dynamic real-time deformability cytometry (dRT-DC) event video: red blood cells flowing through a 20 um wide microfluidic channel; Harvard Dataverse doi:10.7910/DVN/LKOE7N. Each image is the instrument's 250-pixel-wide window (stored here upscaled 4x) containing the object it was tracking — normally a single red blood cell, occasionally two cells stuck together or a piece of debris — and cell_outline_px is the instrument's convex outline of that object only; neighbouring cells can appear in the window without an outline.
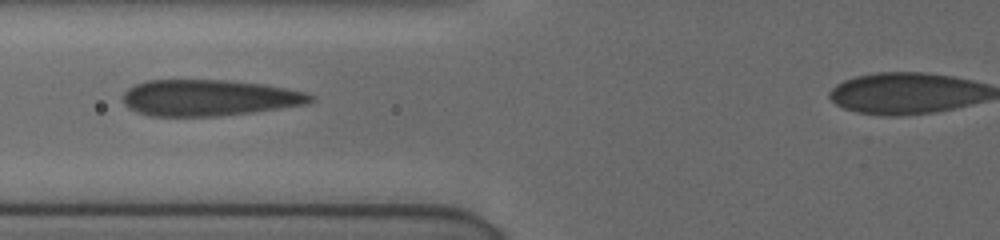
{"species": "human", "species_latin": "Homo sapiens", "temperature_condition": "cold", "stored_images_in_passage": 12, "camera_frame_rate_fps": 3000, "um_per_image_px": 0.085, "donor": {"sex": "female"}, "frame": {"image": 1, "passage_image": 5, "time_ms": 4.0, "image_size_px": [1000, 240], "cell_outline_px": [[316, 100], [304, 104], [252, 112], [216, 116], [148, 116], [136, 112], [128, 108], [124, 104], [124, 92], [128, 88], [136, 84], [148, 80], [228, 80], [264, 84], [288, 88], [308, 92], [316, 96]], "centroid_in_image_um": [17.78, 8.31], "position_along_channel_um": 108.0, "area_um2": 39.77}}
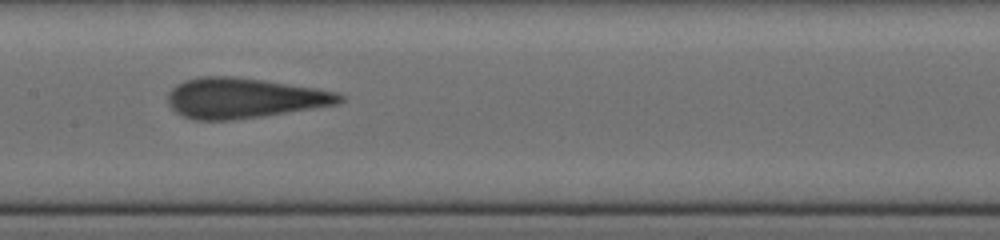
{"frame": {"image": 2, "passage_image": 7, "time_ms": 6.0, "image_size_px": [1000, 240], "cell_outline_px": [[344, 100], [336, 104], [264, 116], [232, 120], [192, 120], [176, 112], [168, 104], [168, 92], [176, 84], [184, 80], [200, 76], [232, 76], [264, 80], [316, 88], [336, 92], [344, 96]], "centroid_in_image_um": [20.7, 8.33], "position_along_channel_um": 186.7, "area_um2": 40.29}}
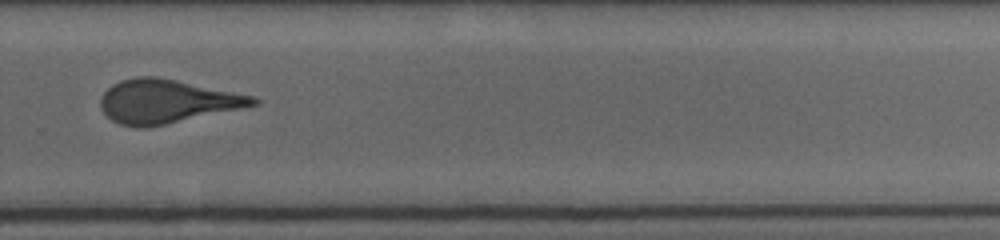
{"frame": {"image": 3, "passage_image": 11, "time_ms": 9.333, "image_size_px": [1000, 240], "cell_outline_px": [[260, 104], [148, 128], [136, 128], [120, 124], [112, 120], [100, 108], [100, 100], [104, 92], [112, 84], [120, 80], [140, 76], [152, 76], [256, 96], [260, 100]], "centroid_in_image_um": [14.16, 8.63], "position_along_channel_um": 315.6, "area_um2": 38.55}}